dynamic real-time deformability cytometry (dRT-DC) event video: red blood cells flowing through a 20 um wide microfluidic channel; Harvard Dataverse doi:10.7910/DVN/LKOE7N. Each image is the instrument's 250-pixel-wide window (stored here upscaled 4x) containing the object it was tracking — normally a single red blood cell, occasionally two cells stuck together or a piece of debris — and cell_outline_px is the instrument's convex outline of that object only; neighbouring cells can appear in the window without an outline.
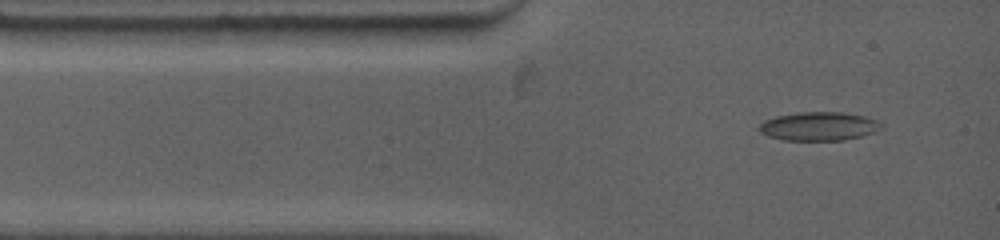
{"species": "common noctule bat (a hibernating species)", "species_latin": "Nyctalus noctula", "temperature_condition": "warm", "stored_images_in_passage": 51, "camera_frame_rate_fps": 4500, "um_per_image_px": 0.085, "animal": {"sex": "female", "body_mass_g": 19.0, "forearm_length_mm": 53.3}, "frame": {"image": 1, "passage_image": 1, "time_ms": 0.0, "image_size_px": [1000, 240], "cell_outline_px": [[884, 128], [860, 136], [844, 140], [780, 140], [768, 136], [760, 132], [760, 124], [764, 120], [776, 116], [800, 112], [840, 112], [864, 116], [880, 124]], "centroid_in_image_um": [69.55, 10.74], "position_along_channel_um": 15.5, "area_um2": 20.11}}
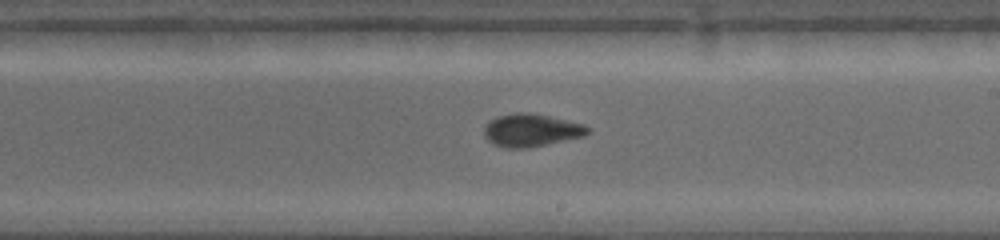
{"frame": {"image": 2, "passage_image": 22, "time_ms": 6.667, "image_size_px": [1000, 240], "cell_outline_px": [[588, 132], [584, 136], [528, 148], [504, 148], [492, 144], [484, 136], [484, 128], [488, 120], [496, 116], [516, 112], [528, 112], [548, 116], [584, 124], [588, 128]], "centroid_in_image_um": [45.09, 11.07], "position_along_channel_um": 243.9, "area_um2": 19.83}}
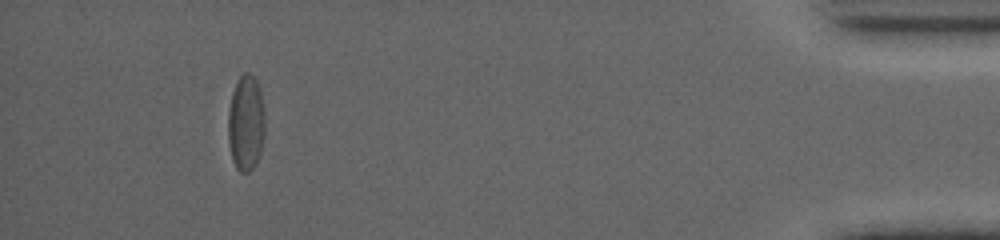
{"frame": {"image": 3, "passage_image": 49, "time_ms": 13.556, "image_size_px": [1000, 240], "cell_outline_px": [[264, 136], [260, 152], [252, 168], [248, 172], [240, 172], [236, 168], [232, 160], [228, 144], [228, 108], [232, 92], [240, 76], [244, 72], [248, 72], [256, 80], [260, 92], [264, 108]], "centroid_in_image_um": [20.88, 10.46], "position_along_channel_um": 414.3, "area_um2": 20.58}}